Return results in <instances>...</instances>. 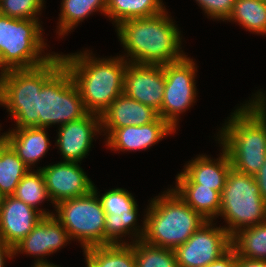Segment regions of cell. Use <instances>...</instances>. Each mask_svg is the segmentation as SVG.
<instances>
[{
	"mask_svg": "<svg viewBox=\"0 0 266 267\" xmlns=\"http://www.w3.org/2000/svg\"><path fill=\"white\" fill-rule=\"evenodd\" d=\"M180 198L207 221H216L221 209V194L201 184H175Z\"/></svg>",
	"mask_w": 266,
	"mask_h": 267,
	"instance_id": "22",
	"label": "cell"
},
{
	"mask_svg": "<svg viewBox=\"0 0 266 267\" xmlns=\"http://www.w3.org/2000/svg\"><path fill=\"white\" fill-rule=\"evenodd\" d=\"M215 221H206L174 251L179 267H205L224 255L231 246V236Z\"/></svg>",
	"mask_w": 266,
	"mask_h": 267,
	"instance_id": "12",
	"label": "cell"
},
{
	"mask_svg": "<svg viewBox=\"0 0 266 267\" xmlns=\"http://www.w3.org/2000/svg\"><path fill=\"white\" fill-rule=\"evenodd\" d=\"M231 246L239 258L266 261V222L236 232Z\"/></svg>",
	"mask_w": 266,
	"mask_h": 267,
	"instance_id": "26",
	"label": "cell"
},
{
	"mask_svg": "<svg viewBox=\"0 0 266 267\" xmlns=\"http://www.w3.org/2000/svg\"><path fill=\"white\" fill-rule=\"evenodd\" d=\"M134 248L136 267H179L175 251L138 240Z\"/></svg>",
	"mask_w": 266,
	"mask_h": 267,
	"instance_id": "30",
	"label": "cell"
},
{
	"mask_svg": "<svg viewBox=\"0 0 266 267\" xmlns=\"http://www.w3.org/2000/svg\"><path fill=\"white\" fill-rule=\"evenodd\" d=\"M12 196L35 208L43 216H52L54 214V212L49 211V209H47V211L45 208L38 207L44 203L45 200L52 203L40 168L36 170L30 169L16 186Z\"/></svg>",
	"mask_w": 266,
	"mask_h": 267,
	"instance_id": "29",
	"label": "cell"
},
{
	"mask_svg": "<svg viewBox=\"0 0 266 267\" xmlns=\"http://www.w3.org/2000/svg\"><path fill=\"white\" fill-rule=\"evenodd\" d=\"M168 11L149 17L133 18L115 26L127 62L139 64H168L186 56L182 50L181 30Z\"/></svg>",
	"mask_w": 266,
	"mask_h": 267,
	"instance_id": "2",
	"label": "cell"
},
{
	"mask_svg": "<svg viewBox=\"0 0 266 267\" xmlns=\"http://www.w3.org/2000/svg\"><path fill=\"white\" fill-rule=\"evenodd\" d=\"M0 74H1V49H0Z\"/></svg>",
	"mask_w": 266,
	"mask_h": 267,
	"instance_id": "39",
	"label": "cell"
},
{
	"mask_svg": "<svg viewBox=\"0 0 266 267\" xmlns=\"http://www.w3.org/2000/svg\"><path fill=\"white\" fill-rule=\"evenodd\" d=\"M29 170L13 148L0 136V191L5 196L13 195L16 186Z\"/></svg>",
	"mask_w": 266,
	"mask_h": 267,
	"instance_id": "28",
	"label": "cell"
},
{
	"mask_svg": "<svg viewBox=\"0 0 266 267\" xmlns=\"http://www.w3.org/2000/svg\"><path fill=\"white\" fill-rule=\"evenodd\" d=\"M54 217L82 250L105 245V212L94 190L55 205Z\"/></svg>",
	"mask_w": 266,
	"mask_h": 267,
	"instance_id": "8",
	"label": "cell"
},
{
	"mask_svg": "<svg viewBox=\"0 0 266 267\" xmlns=\"http://www.w3.org/2000/svg\"><path fill=\"white\" fill-rule=\"evenodd\" d=\"M41 19H16L0 14L1 73L39 67L53 58L43 34Z\"/></svg>",
	"mask_w": 266,
	"mask_h": 267,
	"instance_id": "6",
	"label": "cell"
},
{
	"mask_svg": "<svg viewBox=\"0 0 266 267\" xmlns=\"http://www.w3.org/2000/svg\"><path fill=\"white\" fill-rule=\"evenodd\" d=\"M92 50L61 53L63 65L70 72L86 110L101 114L123 94L124 74L128 62L116 57H96Z\"/></svg>",
	"mask_w": 266,
	"mask_h": 267,
	"instance_id": "3",
	"label": "cell"
},
{
	"mask_svg": "<svg viewBox=\"0 0 266 267\" xmlns=\"http://www.w3.org/2000/svg\"><path fill=\"white\" fill-rule=\"evenodd\" d=\"M236 0H195L207 18L225 21L231 15Z\"/></svg>",
	"mask_w": 266,
	"mask_h": 267,
	"instance_id": "32",
	"label": "cell"
},
{
	"mask_svg": "<svg viewBox=\"0 0 266 267\" xmlns=\"http://www.w3.org/2000/svg\"><path fill=\"white\" fill-rule=\"evenodd\" d=\"M107 148L114 152L148 150L166 136L176 131L160 116L153 122L137 126L129 125L117 129H101Z\"/></svg>",
	"mask_w": 266,
	"mask_h": 267,
	"instance_id": "16",
	"label": "cell"
},
{
	"mask_svg": "<svg viewBox=\"0 0 266 267\" xmlns=\"http://www.w3.org/2000/svg\"><path fill=\"white\" fill-rule=\"evenodd\" d=\"M56 35L64 38L95 12L106 16V0H62Z\"/></svg>",
	"mask_w": 266,
	"mask_h": 267,
	"instance_id": "23",
	"label": "cell"
},
{
	"mask_svg": "<svg viewBox=\"0 0 266 267\" xmlns=\"http://www.w3.org/2000/svg\"><path fill=\"white\" fill-rule=\"evenodd\" d=\"M251 97L231 112L214 137L232 168L254 176L266 159V93L259 89Z\"/></svg>",
	"mask_w": 266,
	"mask_h": 267,
	"instance_id": "1",
	"label": "cell"
},
{
	"mask_svg": "<svg viewBox=\"0 0 266 267\" xmlns=\"http://www.w3.org/2000/svg\"><path fill=\"white\" fill-rule=\"evenodd\" d=\"M186 55L183 59L163 65L165 88L160 117L175 131L178 129L180 115L192 108L196 102L197 65Z\"/></svg>",
	"mask_w": 266,
	"mask_h": 267,
	"instance_id": "11",
	"label": "cell"
},
{
	"mask_svg": "<svg viewBox=\"0 0 266 267\" xmlns=\"http://www.w3.org/2000/svg\"><path fill=\"white\" fill-rule=\"evenodd\" d=\"M93 190L97 193L105 212V245L132 244L141 240L145 231V217L142 225H138L139 207L133 194L118 187L100 195L95 184ZM123 237L128 239L124 240Z\"/></svg>",
	"mask_w": 266,
	"mask_h": 267,
	"instance_id": "10",
	"label": "cell"
},
{
	"mask_svg": "<svg viewBox=\"0 0 266 267\" xmlns=\"http://www.w3.org/2000/svg\"><path fill=\"white\" fill-rule=\"evenodd\" d=\"M85 267H136L131 244H110L84 249Z\"/></svg>",
	"mask_w": 266,
	"mask_h": 267,
	"instance_id": "25",
	"label": "cell"
},
{
	"mask_svg": "<svg viewBox=\"0 0 266 267\" xmlns=\"http://www.w3.org/2000/svg\"><path fill=\"white\" fill-rule=\"evenodd\" d=\"M39 127L62 126L86 116L79 90L63 65L38 93Z\"/></svg>",
	"mask_w": 266,
	"mask_h": 267,
	"instance_id": "9",
	"label": "cell"
},
{
	"mask_svg": "<svg viewBox=\"0 0 266 267\" xmlns=\"http://www.w3.org/2000/svg\"><path fill=\"white\" fill-rule=\"evenodd\" d=\"M169 188L151 198L144 209L145 231L141 240L175 250L207 220Z\"/></svg>",
	"mask_w": 266,
	"mask_h": 267,
	"instance_id": "4",
	"label": "cell"
},
{
	"mask_svg": "<svg viewBox=\"0 0 266 267\" xmlns=\"http://www.w3.org/2000/svg\"><path fill=\"white\" fill-rule=\"evenodd\" d=\"M205 267H237V254L231 247L224 255Z\"/></svg>",
	"mask_w": 266,
	"mask_h": 267,
	"instance_id": "33",
	"label": "cell"
},
{
	"mask_svg": "<svg viewBox=\"0 0 266 267\" xmlns=\"http://www.w3.org/2000/svg\"><path fill=\"white\" fill-rule=\"evenodd\" d=\"M71 241L68 231L54 215L44 216L33 230L13 247L14 258L24 253L35 257L34 262H48L46 256L56 253Z\"/></svg>",
	"mask_w": 266,
	"mask_h": 267,
	"instance_id": "17",
	"label": "cell"
},
{
	"mask_svg": "<svg viewBox=\"0 0 266 267\" xmlns=\"http://www.w3.org/2000/svg\"><path fill=\"white\" fill-rule=\"evenodd\" d=\"M163 65L128 62L124 74L123 94L155 109L160 116L164 97Z\"/></svg>",
	"mask_w": 266,
	"mask_h": 267,
	"instance_id": "14",
	"label": "cell"
},
{
	"mask_svg": "<svg viewBox=\"0 0 266 267\" xmlns=\"http://www.w3.org/2000/svg\"><path fill=\"white\" fill-rule=\"evenodd\" d=\"M57 128L55 146L58 147L63 161L82 163V160L87 158L86 155H89L93 141L97 140L98 135H102L101 116L88 113L79 120Z\"/></svg>",
	"mask_w": 266,
	"mask_h": 267,
	"instance_id": "15",
	"label": "cell"
},
{
	"mask_svg": "<svg viewBox=\"0 0 266 267\" xmlns=\"http://www.w3.org/2000/svg\"><path fill=\"white\" fill-rule=\"evenodd\" d=\"M9 259H14L13 247L0 239V267H5Z\"/></svg>",
	"mask_w": 266,
	"mask_h": 267,
	"instance_id": "35",
	"label": "cell"
},
{
	"mask_svg": "<svg viewBox=\"0 0 266 267\" xmlns=\"http://www.w3.org/2000/svg\"><path fill=\"white\" fill-rule=\"evenodd\" d=\"M158 117V112L152 107L121 94L101 114V129L141 126L155 121Z\"/></svg>",
	"mask_w": 266,
	"mask_h": 267,
	"instance_id": "20",
	"label": "cell"
},
{
	"mask_svg": "<svg viewBox=\"0 0 266 267\" xmlns=\"http://www.w3.org/2000/svg\"><path fill=\"white\" fill-rule=\"evenodd\" d=\"M44 216L14 196H5L0 208V239L14 247Z\"/></svg>",
	"mask_w": 266,
	"mask_h": 267,
	"instance_id": "19",
	"label": "cell"
},
{
	"mask_svg": "<svg viewBox=\"0 0 266 267\" xmlns=\"http://www.w3.org/2000/svg\"><path fill=\"white\" fill-rule=\"evenodd\" d=\"M237 267H266V261L250 260L237 257Z\"/></svg>",
	"mask_w": 266,
	"mask_h": 267,
	"instance_id": "36",
	"label": "cell"
},
{
	"mask_svg": "<svg viewBox=\"0 0 266 267\" xmlns=\"http://www.w3.org/2000/svg\"><path fill=\"white\" fill-rule=\"evenodd\" d=\"M81 162L59 161L40 168L53 208L63 200L87 195L93 190V181L88 177Z\"/></svg>",
	"mask_w": 266,
	"mask_h": 267,
	"instance_id": "13",
	"label": "cell"
},
{
	"mask_svg": "<svg viewBox=\"0 0 266 267\" xmlns=\"http://www.w3.org/2000/svg\"><path fill=\"white\" fill-rule=\"evenodd\" d=\"M4 198H5V195L0 191V208L3 204Z\"/></svg>",
	"mask_w": 266,
	"mask_h": 267,
	"instance_id": "38",
	"label": "cell"
},
{
	"mask_svg": "<svg viewBox=\"0 0 266 267\" xmlns=\"http://www.w3.org/2000/svg\"><path fill=\"white\" fill-rule=\"evenodd\" d=\"M44 7L45 0H0V14L16 19H39Z\"/></svg>",
	"mask_w": 266,
	"mask_h": 267,
	"instance_id": "31",
	"label": "cell"
},
{
	"mask_svg": "<svg viewBox=\"0 0 266 267\" xmlns=\"http://www.w3.org/2000/svg\"><path fill=\"white\" fill-rule=\"evenodd\" d=\"M219 216L231 237L241 229L266 222V203L254 176L230 169L221 193Z\"/></svg>",
	"mask_w": 266,
	"mask_h": 267,
	"instance_id": "7",
	"label": "cell"
},
{
	"mask_svg": "<svg viewBox=\"0 0 266 267\" xmlns=\"http://www.w3.org/2000/svg\"><path fill=\"white\" fill-rule=\"evenodd\" d=\"M218 147L221 148V152L217 159L206 154L197 155L175 176V183L201 184V187L213 189L221 194L232 166L226 150L220 144Z\"/></svg>",
	"mask_w": 266,
	"mask_h": 267,
	"instance_id": "18",
	"label": "cell"
},
{
	"mask_svg": "<svg viewBox=\"0 0 266 267\" xmlns=\"http://www.w3.org/2000/svg\"><path fill=\"white\" fill-rule=\"evenodd\" d=\"M163 0H106V16L117 26L133 18H149L166 11Z\"/></svg>",
	"mask_w": 266,
	"mask_h": 267,
	"instance_id": "24",
	"label": "cell"
},
{
	"mask_svg": "<svg viewBox=\"0 0 266 267\" xmlns=\"http://www.w3.org/2000/svg\"><path fill=\"white\" fill-rule=\"evenodd\" d=\"M62 66L61 54L57 53L39 67L0 74V106L14 119L12 129L39 127L38 93Z\"/></svg>",
	"mask_w": 266,
	"mask_h": 267,
	"instance_id": "5",
	"label": "cell"
},
{
	"mask_svg": "<svg viewBox=\"0 0 266 267\" xmlns=\"http://www.w3.org/2000/svg\"><path fill=\"white\" fill-rule=\"evenodd\" d=\"M254 177L258 184L260 195L266 203V159L264 160L263 166L254 175Z\"/></svg>",
	"mask_w": 266,
	"mask_h": 267,
	"instance_id": "34",
	"label": "cell"
},
{
	"mask_svg": "<svg viewBox=\"0 0 266 267\" xmlns=\"http://www.w3.org/2000/svg\"><path fill=\"white\" fill-rule=\"evenodd\" d=\"M48 128L10 129L0 136L13 148L17 156L30 168L45 157L51 147Z\"/></svg>",
	"mask_w": 266,
	"mask_h": 267,
	"instance_id": "21",
	"label": "cell"
},
{
	"mask_svg": "<svg viewBox=\"0 0 266 267\" xmlns=\"http://www.w3.org/2000/svg\"><path fill=\"white\" fill-rule=\"evenodd\" d=\"M226 21L237 23L253 34L266 35V1L236 0Z\"/></svg>",
	"mask_w": 266,
	"mask_h": 267,
	"instance_id": "27",
	"label": "cell"
},
{
	"mask_svg": "<svg viewBox=\"0 0 266 267\" xmlns=\"http://www.w3.org/2000/svg\"><path fill=\"white\" fill-rule=\"evenodd\" d=\"M31 267H61L59 265H56L50 261L48 262H34Z\"/></svg>",
	"mask_w": 266,
	"mask_h": 267,
	"instance_id": "37",
	"label": "cell"
}]
</instances>
